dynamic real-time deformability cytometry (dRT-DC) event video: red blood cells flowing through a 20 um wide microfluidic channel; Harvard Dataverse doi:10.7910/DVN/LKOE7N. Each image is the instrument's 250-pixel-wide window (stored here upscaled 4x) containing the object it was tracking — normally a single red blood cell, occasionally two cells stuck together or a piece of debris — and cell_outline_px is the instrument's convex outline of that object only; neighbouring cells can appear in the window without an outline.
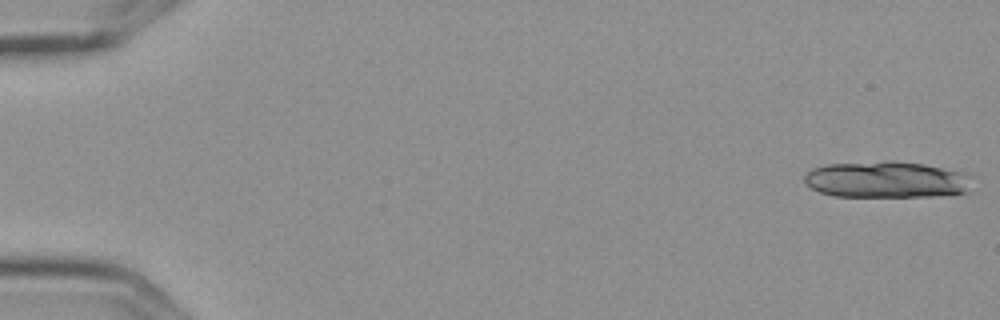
{"species": "Egyptian fruit bat (a non-hibernating species)", "species_latin": "Rousettus aegyptiacus", "temperature_condition": "cold", "stored_images_in_passage": 7, "segment_of_instrument_passage": [1, 2], "camera_frame_rate_fps": 3000, "um_per_image_px": 0.085, "frame": {"image": 1, "passage_image": 1, "time_ms": 0.0, "image_size_px": [1000, 320], "cell_outline_px": [[972, 176], [968, 192], [940, 196], [832, 196], [820, 192], [812, 188], [804, 180], [804, 176], [812, 168], [828, 164], [892, 160], [924, 164], [964, 172]], "centroid_in_image_um": [75.39, 15.26], "position_along_channel_um": 9.6, "area_um2": 35.84}}